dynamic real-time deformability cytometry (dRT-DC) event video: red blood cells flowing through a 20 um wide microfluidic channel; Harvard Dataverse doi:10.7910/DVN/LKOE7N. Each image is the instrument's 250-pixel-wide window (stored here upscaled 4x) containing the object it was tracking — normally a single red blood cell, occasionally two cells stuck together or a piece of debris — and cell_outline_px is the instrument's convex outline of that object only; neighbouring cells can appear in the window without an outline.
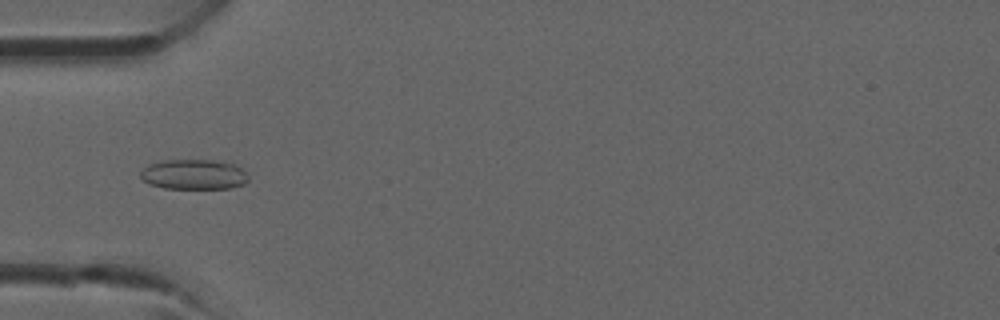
{"species": "common noctule bat (a hibernating species)", "species_latin": "Nyctalus noctula", "temperature_condition": "room temperature", "stored_images_in_passage": 27, "camera_frame_rate_fps": 3000, "um_per_image_px": 0.085, "animal": {"sex": "male", "forearm_length_mm": 52.5}, "frame": {"image": 1, "passage_image": 1, "time_ms": 0.0, "image_size_px": [1000, 320], "cell_outline_px": [[248, 180], [244, 184], [232, 188], [164, 188], [148, 184], [140, 176], [140, 172], [148, 164], [164, 160], [212, 160], [236, 164], [248, 176]], "centroid_in_image_um": [16.46, 14.82], "position_along_channel_um": 68.5, "area_um2": 18.9}}
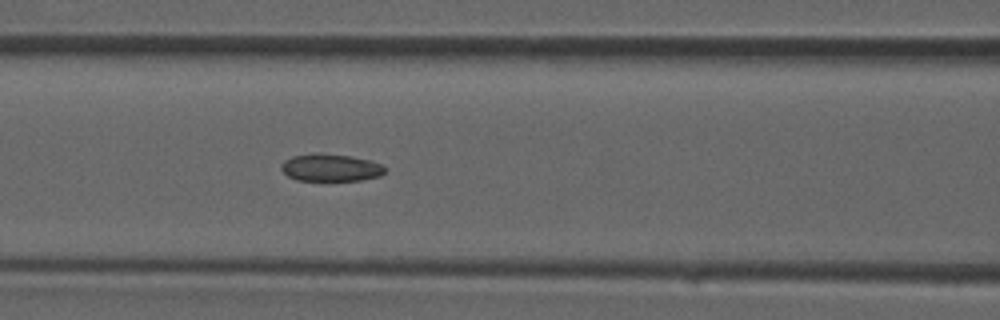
{"frame": {"image": 2, "passage_image": 5, "time_ms": 1.333, "image_size_px": [1000, 320], "cell_outline_px": [[388, 168], [380, 176], [360, 180], [296, 180], [288, 176], [280, 168], [280, 164], [284, 160], [292, 156], [316, 152], [320, 152], [352, 156], [372, 160]], "centroid_in_image_um": [28.1, 14.23], "position_along_channel_um": 138.5, "area_um2": 16.82}}
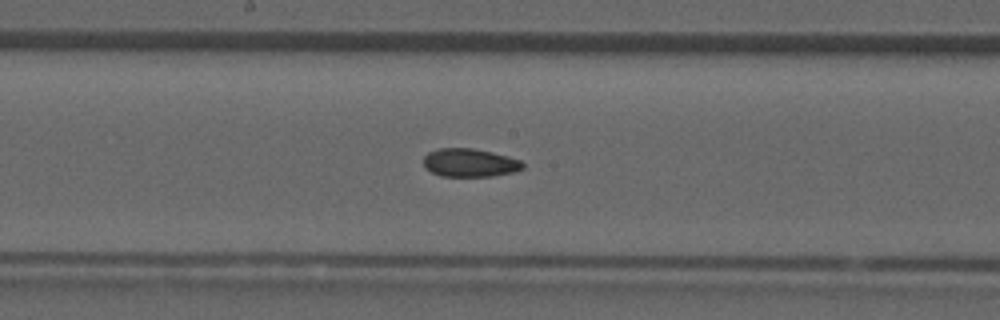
{"frame": {"image": 3, "passage_image": 9, "time_ms": 2.667, "image_size_px": [1000, 320], "cell_outline_px": [[524, 168], [512, 172], [492, 176], [440, 176], [424, 168], [424, 156], [428, 152], [436, 148], [472, 148], [492, 152], [508, 156], [520, 160], [524, 164]], "centroid_in_image_um": [39.9, 13.82], "position_along_channel_um": 208.3, "area_um2": 16.42}}